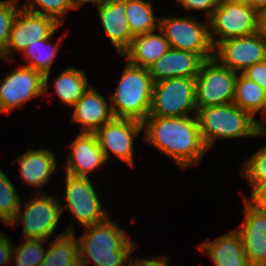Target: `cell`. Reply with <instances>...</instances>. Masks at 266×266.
Segmentation results:
<instances>
[{
	"label": "cell",
	"instance_id": "cell-1",
	"mask_svg": "<svg viewBox=\"0 0 266 266\" xmlns=\"http://www.w3.org/2000/svg\"><path fill=\"white\" fill-rule=\"evenodd\" d=\"M142 124L145 141L174 159L180 168L196 166L208 151L201 137L197 115H148Z\"/></svg>",
	"mask_w": 266,
	"mask_h": 266
},
{
	"label": "cell",
	"instance_id": "cell-2",
	"mask_svg": "<svg viewBox=\"0 0 266 266\" xmlns=\"http://www.w3.org/2000/svg\"><path fill=\"white\" fill-rule=\"evenodd\" d=\"M84 228L86 233L77 237L79 266L90 260L96 266H132L136 243L110 217Z\"/></svg>",
	"mask_w": 266,
	"mask_h": 266
},
{
	"label": "cell",
	"instance_id": "cell-3",
	"mask_svg": "<svg viewBox=\"0 0 266 266\" xmlns=\"http://www.w3.org/2000/svg\"><path fill=\"white\" fill-rule=\"evenodd\" d=\"M197 118L208 150L217 139L266 136L264 122L257 121L233 103L201 108Z\"/></svg>",
	"mask_w": 266,
	"mask_h": 266
},
{
	"label": "cell",
	"instance_id": "cell-4",
	"mask_svg": "<svg viewBox=\"0 0 266 266\" xmlns=\"http://www.w3.org/2000/svg\"><path fill=\"white\" fill-rule=\"evenodd\" d=\"M126 63L110 98L111 110L114 118L143 122L149 115L154 82L148 68Z\"/></svg>",
	"mask_w": 266,
	"mask_h": 266
},
{
	"label": "cell",
	"instance_id": "cell-5",
	"mask_svg": "<svg viewBox=\"0 0 266 266\" xmlns=\"http://www.w3.org/2000/svg\"><path fill=\"white\" fill-rule=\"evenodd\" d=\"M195 78L175 77L153 84L149 116L197 115Z\"/></svg>",
	"mask_w": 266,
	"mask_h": 266
},
{
	"label": "cell",
	"instance_id": "cell-6",
	"mask_svg": "<svg viewBox=\"0 0 266 266\" xmlns=\"http://www.w3.org/2000/svg\"><path fill=\"white\" fill-rule=\"evenodd\" d=\"M36 191L34 198L22 204L16 213L15 218L8 226H15L17 223L23 225V238H34L50 240V236L55 233L56 226L62 215L61 204L58 198L53 195H46ZM39 193V194H38Z\"/></svg>",
	"mask_w": 266,
	"mask_h": 266
},
{
	"label": "cell",
	"instance_id": "cell-7",
	"mask_svg": "<svg viewBox=\"0 0 266 266\" xmlns=\"http://www.w3.org/2000/svg\"><path fill=\"white\" fill-rule=\"evenodd\" d=\"M159 29L170 48L199 54L204 60L213 58L214 47L210 39L208 19L205 25L193 16L163 17L159 19Z\"/></svg>",
	"mask_w": 266,
	"mask_h": 266
},
{
	"label": "cell",
	"instance_id": "cell-8",
	"mask_svg": "<svg viewBox=\"0 0 266 266\" xmlns=\"http://www.w3.org/2000/svg\"><path fill=\"white\" fill-rule=\"evenodd\" d=\"M238 73L221 65L214 57L205 60L195 78L196 107L233 103Z\"/></svg>",
	"mask_w": 266,
	"mask_h": 266
},
{
	"label": "cell",
	"instance_id": "cell-9",
	"mask_svg": "<svg viewBox=\"0 0 266 266\" xmlns=\"http://www.w3.org/2000/svg\"><path fill=\"white\" fill-rule=\"evenodd\" d=\"M210 39L213 47L234 37L257 33L256 10L238 0H221L220 5L208 18ZM220 37L215 41V37Z\"/></svg>",
	"mask_w": 266,
	"mask_h": 266
},
{
	"label": "cell",
	"instance_id": "cell-10",
	"mask_svg": "<svg viewBox=\"0 0 266 266\" xmlns=\"http://www.w3.org/2000/svg\"><path fill=\"white\" fill-rule=\"evenodd\" d=\"M65 183L67 204L61 205L62 213L67 208L83 227L100 223L108 218L90 177H76L65 173Z\"/></svg>",
	"mask_w": 266,
	"mask_h": 266
},
{
	"label": "cell",
	"instance_id": "cell-11",
	"mask_svg": "<svg viewBox=\"0 0 266 266\" xmlns=\"http://www.w3.org/2000/svg\"><path fill=\"white\" fill-rule=\"evenodd\" d=\"M59 27L60 24L52 17L32 13L20 8L9 33L4 60L14 61V50L22 53L36 40L49 38Z\"/></svg>",
	"mask_w": 266,
	"mask_h": 266
},
{
	"label": "cell",
	"instance_id": "cell-12",
	"mask_svg": "<svg viewBox=\"0 0 266 266\" xmlns=\"http://www.w3.org/2000/svg\"><path fill=\"white\" fill-rule=\"evenodd\" d=\"M43 94L44 75L22 65L3 80L0 79V114L12 112L14 108Z\"/></svg>",
	"mask_w": 266,
	"mask_h": 266
},
{
	"label": "cell",
	"instance_id": "cell-13",
	"mask_svg": "<svg viewBox=\"0 0 266 266\" xmlns=\"http://www.w3.org/2000/svg\"><path fill=\"white\" fill-rule=\"evenodd\" d=\"M221 65L237 72L266 60V38L259 33L218 43L213 56Z\"/></svg>",
	"mask_w": 266,
	"mask_h": 266
},
{
	"label": "cell",
	"instance_id": "cell-14",
	"mask_svg": "<svg viewBox=\"0 0 266 266\" xmlns=\"http://www.w3.org/2000/svg\"><path fill=\"white\" fill-rule=\"evenodd\" d=\"M142 130V122L124 118H113L100 127L95 135L106 161L113 153L114 156L133 167V140L139 136Z\"/></svg>",
	"mask_w": 266,
	"mask_h": 266
},
{
	"label": "cell",
	"instance_id": "cell-15",
	"mask_svg": "<svg viewBox=\"0 0 266 266\" xmlns=\"http://www.w3.org/2000/svg\"><path fill=\"white\" fill-rule=\"evenodd\" d=\"M245 217L237 229L251 266H266V210L249 204L243 196Z\"/></svg>",
	"mask_w": 266,
	"mask_h": 266
},
{
	"label": "cell",
	"instance_id": "cell-16",
	"mask_svg": "<svg viewBox=\"0 0 266 266\" xmlns=\"http://www.w3.org/2000/svg\"><path fill=\"white\" fill-rule=\"evenodd\" d=\"M67 155L66 173L89 178V172L100 169L107 161L95 133H79L70 144Z\"/></svg>",
	"mask_w": 266,
	"mask_h": 266
},
{
	"label": "cell",
	"instance_id": "cell-17",
	"mask_svg": "<svg viewBox=\"0 0 266 266\" xmlns=\"http://www.w3.org/2000/svg\"><path fill=\"white\" fill-rule=\"evenodd\" d=\"M204 61L199 54L170 48L148 70L154 83L175 77L196 78Z\"/></svg>",
	"mask_w": 266,
	"mask_h": 266
},
{
	"label": "cell",
	"instance_id": "cell-18",
	"mask_svg": "<svg viewBox=\"0 0 266 266\" xmlns=\"http://www.w3.org/2000/svg\"><path fill=\"white\" fill-rule=\"evenodd\" d=\"M106 98L91 86L72 107L71 121L82 125L80 133H95L114 116Z\"/></svg>",
	"mask_w": 266,
	"mask_h": 266
},
{
	"label": "cell",
	"instance_id": "cell-19",
	"mask_svg": "<svg viewBox=\"0 0 266 266\" xmlns=\"http://www.w3.org/2000/svg\"><path fill=\"white\" fill-rule=\"evenodd\" d=\"M125 9L126 0H107L97 6L103 29L119 55L130 46L135 37L126 19Z\"/></svg>",
	"mask_w": 266,
	"mask_h": 266
},
{
	"label": "cell",
	"instance_id": "cell-20",
	"mask_svg": "<svg viewBox=\"0 0 266 266\" xmlns=\"http://www.w3.org/2000/svg\"><path fill=\"white\" fill-rule=\"evenodd\" d=\"M198 247L208 253L215 266H251L237 228L209 242L204 241Z\"/></svg>",
	"mask_w": 266,
	"mask_h": 266
},
{
	"label": "cell",
	"instance_id": "cell-21",
	"mask_svg": "<svg viewBox=\"0 0 266 266\" xmlns=\"http://www.w3.org/2000/svg\"><path fill=\"white\" fill-rule=\"evenodd\" d=\"M20 178L23 183L42 188L48 183L50 176L56 173V156L49 149H28L17 157Z\"/></svg>",
	"mask_w": 266,
	"mask_h": 266
},
{
	"label": "cell",
	"instance_id": "cell-22",
	"mask_svg": "<svg viewBox=\"0 0 266 266\" xmlns=\"http://www.w3.org/2000/svg\"><path fill=\"white\" fill-rule=\"evenodd\" d=\"M159 31L160 34L152 31L135 36L121 56L135 66L148 68L170 49L163 32Z\"/></svg>",
	"mask_w": 266,
	"mask_h": 266
},
{
	"label": "cell",
	"instance_id": "cell-23",
	"mask_svg": "<svg viewBox=\"0 0 266 266\" xmlns=\"http://www.w3.org/2000/svg\"><path fill=\"white\" fill-rule=\"evenodd\" d=\"M73 225L48 245L44 260L40 266H79L78 243Z\"/></svg>",
	"mask_w": 266,
	"mask_h": 266
},
{
	"label": "cell",
	"instance_id": "cell-24",
	"mask_svg": "<svg viewBox=\"0 0 266 266\" xmlns=\"http://www.w3.org/2000/svg\"><path fill=\"white\" fill-rule=\"evenodd\" d=\"M52 36L53 34L49 38L36 40L35 43L30 44L22 51L26 60H29V63L23 66L37 70L44 75V95L49 93L48 81L51 67L60 50L61 41L63 40L60 38L58 42L53 45L50 41Z\"/></svg>",
	"mask_w": 266,
	"mask_h": 266
},
{
	"label": "cell",
	"instance_id": "cell-25",
	"mask_svg": "<svg viewBox=\"0 0 266 266\" xmlns=\"http://www.w3.org/2000/svg\"><path fill=\"white\" fill-rule=\"evenodd\" d=\"M55 93L60 100L73 107L92 86L88 87V78L83 70L69 66L52 81Z\"/></svg>",
	"mask_w": 266,
	"mask_h": 266
},
{
	"label": "cell",
	"instance_id": "cell-26",
	"mask_svg": "<svg viewBox=\"0 0 266 266\" xmlns=\"http://www.w3.org/2000/svg\"><path fill=\"white\" fill-rule=\"evenodd\" d=\"M233 104L248 112L253 118L260 111L263 121L266 119V92L242 73L238 74L236 79Z\"/></svg>",
	"mask_w": 266,
	"mask_h": 266
},
{
	"label": "cell",
	"instance_id": "cell-27",
	"mask_svg": "<svg viewBox=\"0 0 266 266\" xmlns=\"http://www.w3.org/2000/svg\"><path fill=\"white\" fill-rule=\"evenodd\" d=\"M152 3L144 0H126L125 15L134 36L159 30Z\"/></svg>",
	"mask_w": 266,
	"mask_h": 266
},
{
	"label": "cell",
	"instance_id": "cell-28",
	"mask_svg": "<svg viewBox=\"0 0 266 266\" xmlns=\"http://www.w3.org/2000/svg\"><path fill=\"white\" fill-rule=\"evenodd\" d=\"M48 240L24 238L22 243L13 247L11 264L15 266H40L44 260Z\"/></svg>",
	"mask_w": 266,
	"mask_h": 266
},
{
	"label": "cell",
	"instance_id": "cell-29",
	"mask_svg": "<svg viewBox=\"0 0 266 266\" xmlns=\"http://www.w3.org/2000/svg\"><path fill=\"white\" fill-rule=\"evenodd\" d=\"M16 192V187L0 169V219L6 225L11 223L20 208L21 200Z\"/></svg>",
	"mask_w": 266,
	"mask_h": 266
},
{
	"label": "cell",
	"instance_id": "cell-30",
	"mask_svg": "<svg viewBox=\"0 0 266 266\" xmlns=\"http://www.w3.org/2000/svg\"><path fill=\"white\" fill-rule=\"evenodd\" d=\"M36 6L40 7V9L35 8ZM20 8L32 13L52 17L60 25L63 23L61 16L73 9L70 0H27L22 6L20 5Z\"/></svg>",
	"mask_w": 266,
	"mask_h": 266
},
{
	"label": "cell",
	"instance_id": "cell-31",
	"mask_svg": "<svg viewBox=\"0 0 266 266\" xmlns=\"http://www.w3.org/2000/svg\"><path fill=\"white\" fill-rule=\"evenodd\" d=\"M19 0L0 1V59L4 60L6 44L13 21L20 9Z\"/></svg>",
	"mask_w": 266,
	"mask_h": 266
},
{
	"label": "cell",
	"instance_id": "cell-32",
	"mask_svg": "<svg viewBox=\"0 0 266 266\" xmlns=\"http://www.w3.org/2000/svg\"><path fill=\"white\" fill-rule=\"evenodd\" d=\"M241 175L248 182H262L266 180V145L262 146L242 164Z\"/></svg>",
	"mask_w": 266,
	"mask_h": 266
},
{
	"label": "cell",
	"instance_id": "cell-33",
	"mask_svg": "<svg viewBox=\"0 0 266 266\" xmlns=\"http://www.w3.org/2000/svg\"><path fill=\"white\" fill-rule=\"evenodd\" d=\"M176 2L186 10L204 11L207 20L220 5L221 0H176Z\"/></svg>",
	"mask_w": 266,
	"mask_h": 266
},
{
	"label": "cell",
	"instance_id": "cell-34",
	"mask_svg": "<svg viewBox=\"0 0 266 266\" xmlns=\"http://www.w3.org/2000/svg\"><path fill=\"white\" fill-rule=\"evenodd\" d=\"M252 186L251 195L244 199L253 207L266 210V180L262 182H248Z\"/></svg>",
	"mask_w": 266,
	"mask_h": 266
},
{
	"label": "cell",
	"instance_id": "cell-35",
	"mask_svg": "<svg viewBox=\"0 0 266 266\" xmlns=\"http://www.w3.org/2000/svg\"><path fill=\"white\" fill-rule=\"evenodd\" d=\"M241 73L249 80L257 83L266 92V60L248 67Z\"/></svg>",
	"mask_w": 266,
	"mask_h": 266
},
{
	"label": "cell",
	"instance_id": "cell-36",
	"mask_svg": "<svg viewBox=\"0 0 266 266\" xmlns=\"http://www.w3.org/2000/svg\"><path fill=\"white\" fill-rule=\"evenodd\" d=\"M13 244L11 239L8 240L7 236L3 235L0 238V266L11 264L13 256Z\"/></svg>",
	"mask_w": 266,
	"mask_h": 266
},
{
	"label": "cell",
	"instance_id": "cell-37",
	"mask_svg": "<svg viewBox=\"0 0 266 266\" xmlns=\"http://www.w3.org/2000/svg\"><path fill=\"white\" fill-rule=\"evenodd\" d=\"M170 261L166 256L154 257L152 259H141L135 258L133 260L132 266H170L167 262Z\"/></svg>",
	"mask_w": 266,
	"mask_h": 266
},
{
	"label": "cell",
	"instance_id": "cell-38",
	"mask_svg": "<svg viewBox=\"0 0 266 266\" xmlns=\"http://www.w3.org/2000/svg\"><path fill=\"white\" fill-rule=\"evenodd\" d=\"M256 29L266 38V6L256 10Z\"/></svg>",
	"mask_w": 266,
	"mask_h": 266
},
{
	"label": "cell",
	"instance_id": "cell-39",
	"mask_svg": "<svg viewBox=\"0 0 266 266\" xmlns=\"http://www.w3.org/2000/svg\"><path fill=\"white\" fill-rule=\"evenodd\" d=\"M238 1L245 3L247 6H250L255 10H258L259 8L266 6V0H238Z\"/></svg>",
	"mask_w": 266,
	"mask_h": 266
},
{
	"label": "cell",
	"instance_id": "cell-40",
	"mask_svg": "<svg viewBox=\"0 0 266 266\" xmlns=\"http://www.w3.org/2000/svg\"><path fill=\"white\" fill-rule=\"evenodd\" d=\"M73 9H79L81 8L80 5L81 4H85V3H94L96 4V6H98L100 3L107 1V0H70Z\"/></svg>",
	"mask_w": 266,
	"mask_h": 266
}]
</instances>
